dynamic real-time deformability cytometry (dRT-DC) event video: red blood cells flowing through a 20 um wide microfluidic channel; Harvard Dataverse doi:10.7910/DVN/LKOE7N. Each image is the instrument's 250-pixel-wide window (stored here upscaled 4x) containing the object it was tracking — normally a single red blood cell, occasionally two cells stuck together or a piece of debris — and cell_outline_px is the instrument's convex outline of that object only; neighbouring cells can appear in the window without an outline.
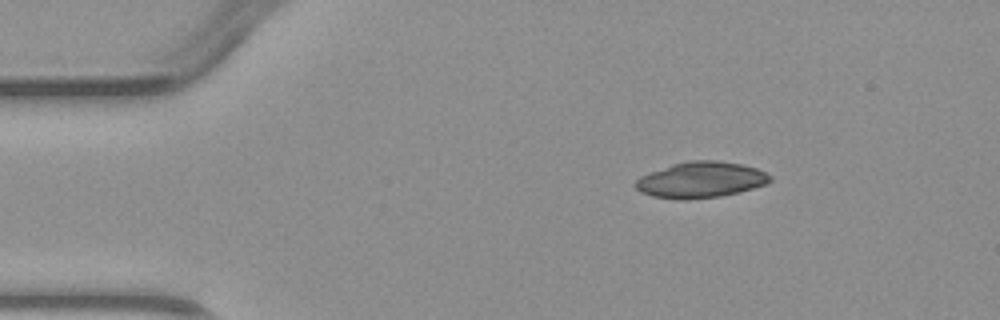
{"species": "common noctule bat (a hibernating species)", "species_latin": "Nyctalus noctula", "temperature_condition": "warm", "stored_images_in_passage": 2, "camera_frame_rate_fps": 3000, "um_per_image_px": 0.085, "animal": {"sex": "male", "body_mass_g": 23.1, "forearm_length_mm": 52.7}, "frame": {"image": 1, "passage_image": 1, "time_ms": 0.0, "image_size_px": [1000, 320], "cell_outline_px": [[772, 180], [768, 184], [740, 192], [720, 196], [688, 200], [680, 200], [652, 196], [640, 192], [636, 188], [636, 180], [640, 176], [672, 164], [688, 160], [720, 160], [740, 164], [756, 168], [772, 176]], "centroid_in_image_um": [59.59, 15.29], "position_along_channel_um": 25.4, "area_um2": 28.38}}